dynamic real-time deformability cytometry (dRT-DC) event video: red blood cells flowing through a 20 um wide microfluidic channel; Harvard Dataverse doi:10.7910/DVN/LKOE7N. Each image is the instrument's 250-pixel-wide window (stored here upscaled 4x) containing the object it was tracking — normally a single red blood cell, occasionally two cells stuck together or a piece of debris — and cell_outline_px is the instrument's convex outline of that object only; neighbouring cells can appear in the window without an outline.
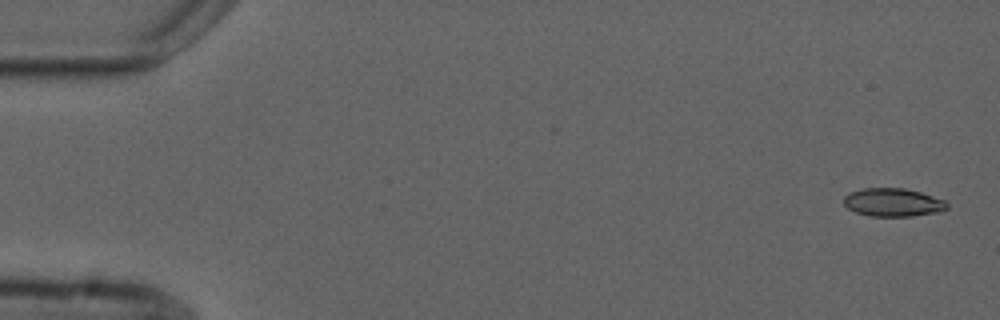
{"species": "common noctule bat (a hibernating species)", "species_latin": "Nyctalus noctula", "temperature_condition": "cold", "stored_images_in_passage": 5, "camera_frame_rate_fps": 3000, "um_per_image_px": 0.085, "animal": {"sex": "male", "forearm_length_mm": 52.5}, "frame": {"image": 1, "passage_image": 1, "time_ms": 0.0, "image_size_px": [1000, 320], "cell_outline_px": [[948, 208], [940, 212], [912, 216], [868, 216], [856, 212], [848, 208], [844, 204], [844, 196], [848, 192], [864, 188], [904, 188], [920, 192], [944, 200], [948, 204]], "centroid_in_image_um": [75.89, 17.2], "position_along_channel_um": 9.1, "area_um2": 17.05}}
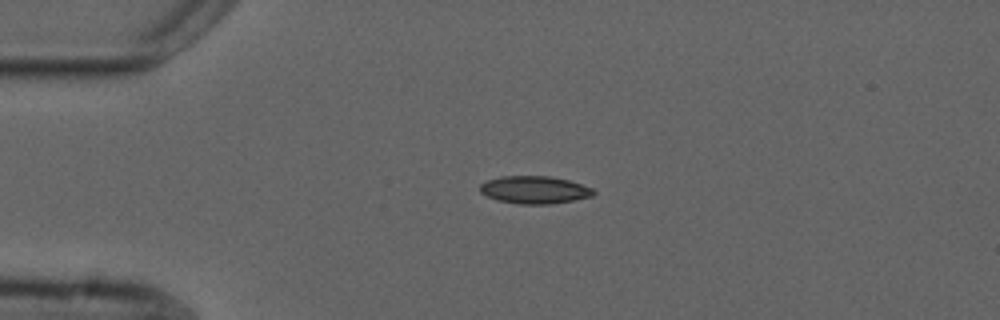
{"frame": {"image": 2, "passage_image": 4, "time_ms": 3.667, "image_size_px": [1000, 320], "cell_outline_px": [[596, 192], [592, 196], [572, 200], [548, 204], [520, 204], [496, 200], [480, 192], [480, 184], [488, 180], [500, 176], [548, 176], [568, 180], [592, 188]], "centroid_in_image_um": [45.41, 16.13], "position_along_channel_um": 39.6, "area_um2": 18.09}}